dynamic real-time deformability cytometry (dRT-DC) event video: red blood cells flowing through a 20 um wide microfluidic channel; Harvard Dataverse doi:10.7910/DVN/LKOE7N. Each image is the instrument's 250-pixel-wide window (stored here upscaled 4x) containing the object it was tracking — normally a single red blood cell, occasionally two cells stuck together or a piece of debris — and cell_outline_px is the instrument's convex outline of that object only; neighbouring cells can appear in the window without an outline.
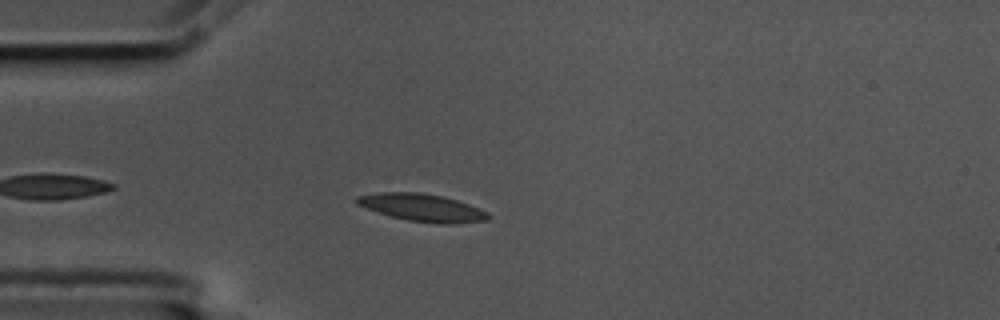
{"species": "common noctule bat (a hibernating species)", "species_latin": "Nyctalus noctula", "temperature_condition": "cold", "stored_images_in_passage": 44, "camera_frame_rate_fps": 3000, "um_per_image_px": 0.085, "animal": {"sex": "male", "body_mass_g": 17.5, "forearm_length_mm": 52.3}, "frame": {"image": 1, "passage_image": 5, "time_ms": 1.333, "image_size_px": [1000, 320], "cell_outline_px": [[492, 216], [488, 220], [452, 224], [440, 224], [408, 220], [392, 216], [356, 204], [352, 200], [356, 196], [380, 192], [420, 192], [444, 196], [468, 204], [488, 212]], "centroid_in_image_um": [35.9, 17.64], "position_along_channel_um": 49.1, "area_um2": 21.04}}
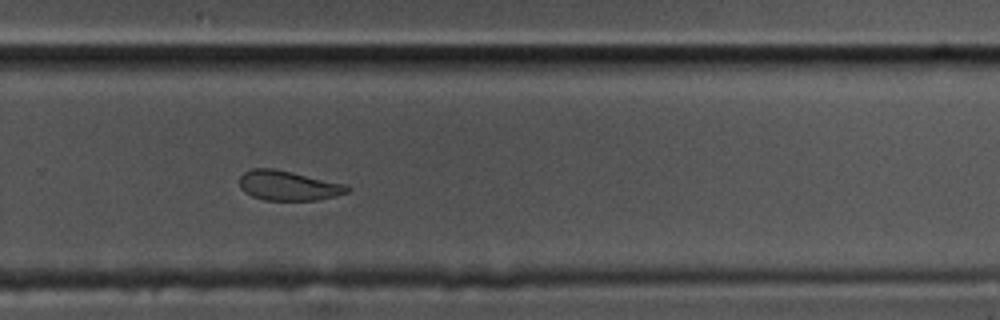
{"frame": {"image": 2, "passage_image": 28, "time_ms": 9.0, "image_size_px": [1000, 320], "cell_outline_px": [[352, 188], [348, 192], [336, 196], [320, 200], [264, 200], [252, 196], [244, 192], [240, 188], [240, 176], [244, 172], [252, 168], [272, 168], [292, 172], [344, 184]], "centroid_in_image_um": [24.49, 15.78], "position_along_channel_um": 305.3, "area_um2": 18.67}}
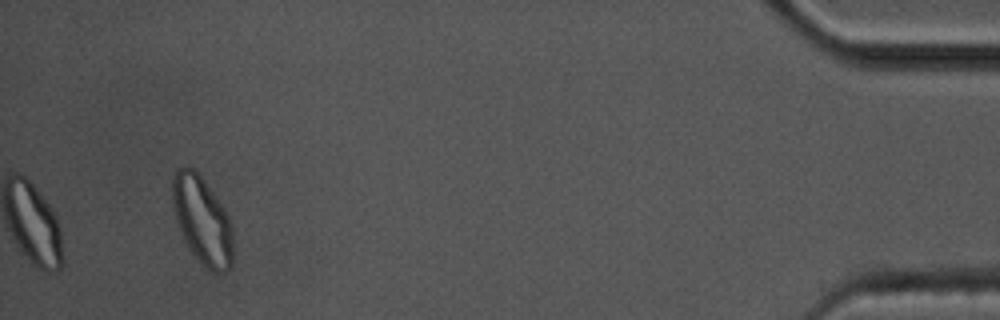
{"frame": {"image": 3, "passage_image": 44, "time_ms": 14.333, "image_size_px": [1000, 320], "cell_outline_px": [[232, 264], [224, 272], [212, 272], [192, 252], [184, 240], [176, 220], [172, 204], [172, 176], [176, 168], [192, 168], [200, 176], [224, 208], [228, 216], [232, 228]], "centroid_in_image_um": [17.17, 18.72], "position_along_channel_um": 418.0, "area_um2": 30.4}, "authors_computed_cell_mechanics": {"area_um2": 20.2011, "velocity_mm_per_s": 3.4965, "shape_relaxation_time_tau1_ms": 8.865, "shape_relaxation_time_tau2_ms": 4.5271, "deformation_change_tau1": 0.1627, "deformation_change_tau2": 0.1041}}